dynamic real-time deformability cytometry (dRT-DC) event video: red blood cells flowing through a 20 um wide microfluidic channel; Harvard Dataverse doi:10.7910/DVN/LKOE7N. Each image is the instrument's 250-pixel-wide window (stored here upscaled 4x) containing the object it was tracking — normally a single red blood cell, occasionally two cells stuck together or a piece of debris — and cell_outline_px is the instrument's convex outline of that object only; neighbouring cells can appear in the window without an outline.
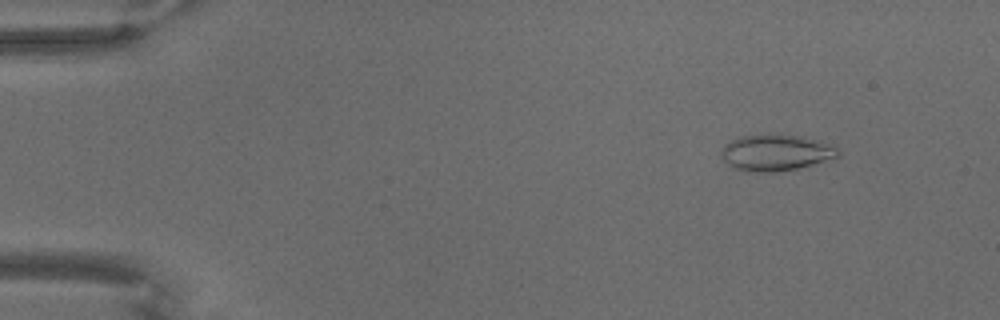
{"species": "common noctule bat (a hibernating species)", "species_latin": "Nyctalus noctula", "temperature_condition": "warm", "stored_images_in_passage": 68, "camera_frame_rate_fps": 3000, "um_per_image_px": 0.085, "animal": {"sex": "male", "body_mass_g": 18.8}, "frame": {"image": 1, "passage_image": 8, "time_ms": 2.333, "image_size_px": [1000, 320], "cell_outline_px": [[840, 156], [796, 168], [776, 172], [748, 172], [736, 168], [728, 164], [724, 160], [720, 152], [724, 144], [740, 136], [800, 136], [820, 140], [836, 148], [840, 152]], "centroid_in_image_um": [65.92, 12.99], "position_along_channel_um": 19.1, "area_um2": 24.04}}
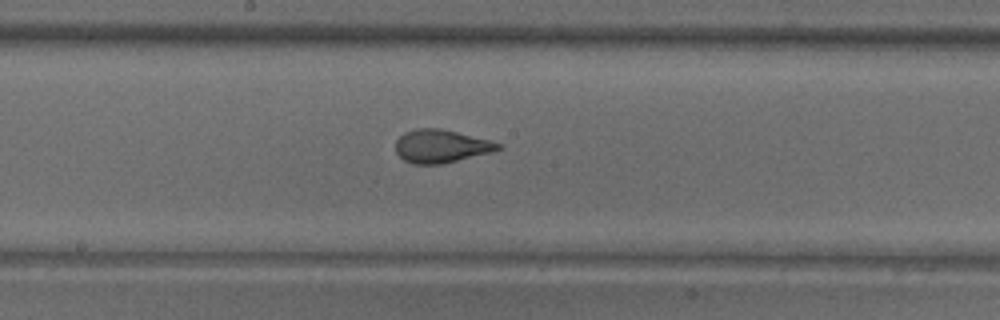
{"frame": {"image": 2, "passage_image": 38, "time_ms": 12.333, "image_size_px": [1000, 320], "cell_outline_px": [[504, 148], [492, 152], [440, 164], [412, 164], [404, 160], [396, 152], [396, 140], [404, 132], [416, 128], [440, 128], [504, 144]], "centroid_in_image_um": [37.49, 12.42], "position_along_channel_um": 210.7, "area_um2": 19.71}}
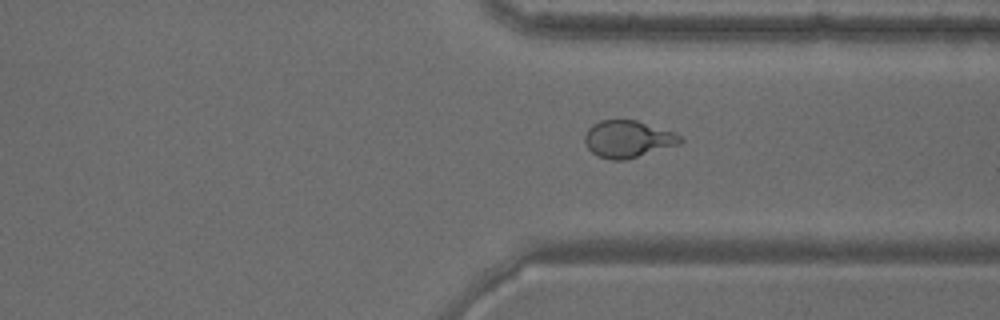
{"frame": {"image": 3, "passage_image": 53, "time_ms": 17.333, "image_size_px": [1000, 320], "cell_outline_px": [[684, 140], [680, 144], [624, 160], [612, 160], [600, 156], [592, 152], [584, 144], [584, 136], [588, 128], [592, 124], [600, 120], [636, 120], [672, 132], [680, 136]], "centroid_in_image_um": [53.33, 11.81], "position_along_channel_um": 358.1, "area_um2": 20.4}}